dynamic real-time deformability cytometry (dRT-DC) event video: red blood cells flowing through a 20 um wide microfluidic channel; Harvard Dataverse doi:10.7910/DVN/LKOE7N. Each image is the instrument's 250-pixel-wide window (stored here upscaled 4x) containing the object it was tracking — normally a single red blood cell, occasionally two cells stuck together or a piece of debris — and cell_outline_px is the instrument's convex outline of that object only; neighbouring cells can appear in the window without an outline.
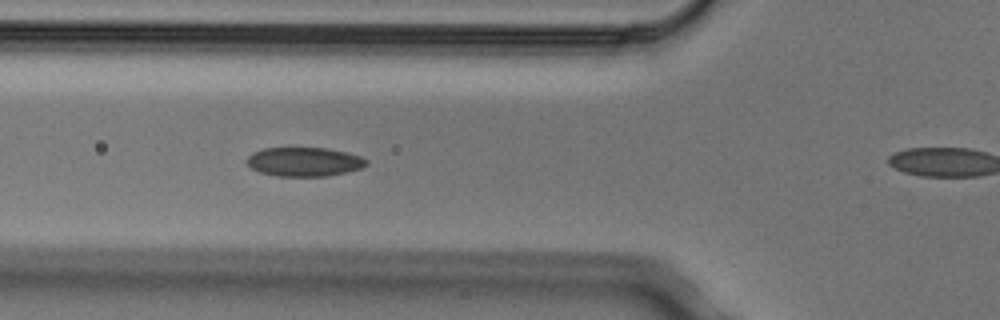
{"species": "Egyptian fruit bat (a non-hibernating species)", "species_latin": "Rousettus aegyptiacus", "temperature_condition": "cold", "stored_images_in_passage": 5, "segment_of_instrument_passage": [1, 2], "camera_frame_rate_fps": 3000, "um_per_image_px": 0.085, "animal": {"sex": "male"}, "frame": {"image": 1, "passage_image": 4, "time_ms": 1.0, "image_size_px": [1000, 320], "cell_outline_px": [[368, 164], [360, 168], [344, 172], [324, 176], [276, 176], [260, 172], [252, 168], [248, 164], [248, 156], [252, 152], [264, 148], [328, 148], [360, 156], [368, 160]], "centroid_in_image_um": [25.84, 13.74], "position_along_channel_um": 100.0, "area_um2": 20.0}}